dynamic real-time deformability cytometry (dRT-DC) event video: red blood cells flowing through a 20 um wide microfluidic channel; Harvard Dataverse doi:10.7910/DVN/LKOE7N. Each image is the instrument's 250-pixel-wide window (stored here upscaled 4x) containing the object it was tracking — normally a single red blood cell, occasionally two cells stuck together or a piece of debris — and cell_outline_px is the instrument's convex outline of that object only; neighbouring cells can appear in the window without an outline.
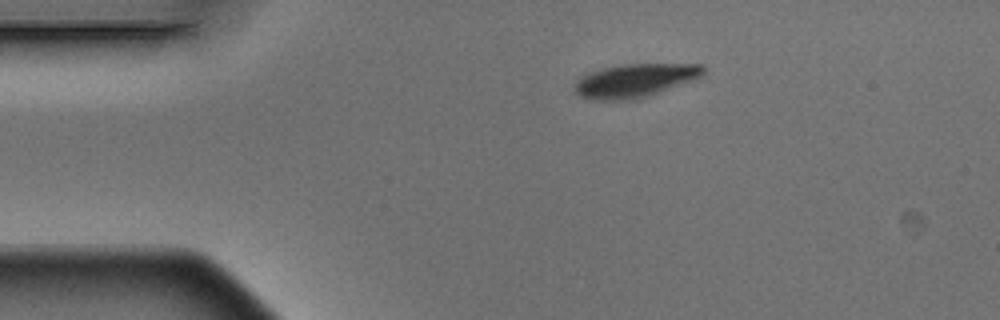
{"species": "Egyptian fruit bat (a non-hibernating species)", "species_latin": "Rousettus aegyptiacus", "temperature_condition": "warm", "stored_images_in_passage": 2, "camera_frame_rate_fps": 3000, "um_per_image_px": 0.085, "animal": {"sex": "male"}, "frame": {"image": 1, "passage_image": 2, "time_ms": 0.333, "image_size_px": [1000, 320], "cell_outline_px": [[704, 76], [696, 80], [648, 96], [628, 100], [596, 100], [580, 96], [576, 92], [576, 80], [580, 76], [588, 72], [620, 64], [704, 64]], "centroid_in_image_um": [54.02, 6.83], "position_along_channel_um": 31.0, "area_um2": 25.26}}